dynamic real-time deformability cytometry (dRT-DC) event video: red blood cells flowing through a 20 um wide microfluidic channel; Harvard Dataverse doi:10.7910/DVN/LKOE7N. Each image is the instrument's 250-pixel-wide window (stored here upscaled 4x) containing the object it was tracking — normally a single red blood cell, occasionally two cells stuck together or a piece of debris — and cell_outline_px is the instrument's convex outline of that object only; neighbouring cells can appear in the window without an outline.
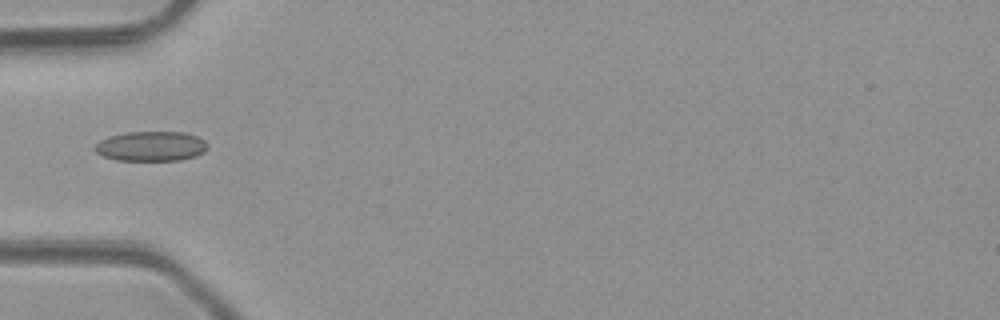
{"species": "common noctule bat (a hibernating species)", "species_latin": "Nyctalus noctula", "temperature_condition": "room temperature", "stored_images_in_passage": 3, "camera_frame_rate_fps": 3000, "um_per_image_px": 0.085, "animal": {"sex": "male", "body_mass_g": 23.1, "forearm_length_mm": 52.7}, "frame": {"image": 1, "passage_image": 3, "time_ms": 2.333, "image_size_px": [1000, 320], "cell_outline_px": [[208, 148], [204, 152], [196, 156], [180, 160], [116, 160], [104, 156], [96, 152], [92, 148], [100, 140], [108, 136], [128, 132], [184, 132], [196, 136], [204, 140], [208, 144]], "centroid_in_image_um": [12.84, 12.43], "position_along_channel_um": 72.2, "area_um2": 19.65}}